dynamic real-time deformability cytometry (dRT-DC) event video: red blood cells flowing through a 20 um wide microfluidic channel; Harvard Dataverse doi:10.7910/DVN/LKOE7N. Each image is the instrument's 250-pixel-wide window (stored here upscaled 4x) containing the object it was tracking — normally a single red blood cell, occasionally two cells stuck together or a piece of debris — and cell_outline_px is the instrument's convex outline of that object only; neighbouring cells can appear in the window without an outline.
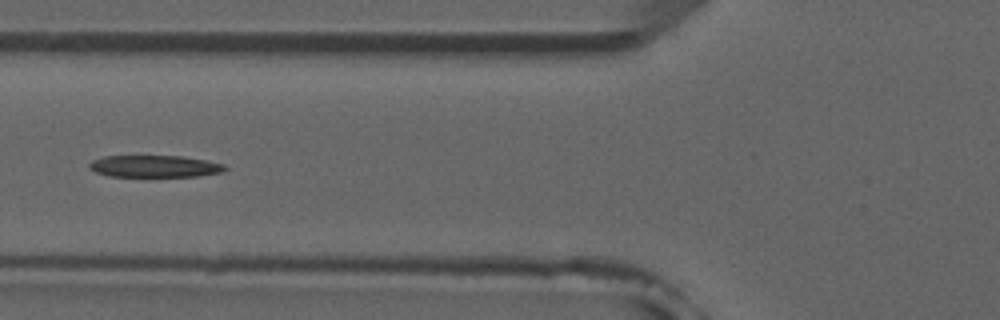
{"species": "common noctule bat (a hibernating species)", "species_latin": "Nyctalus noctula", "temperature_condition": "room temperature", "stored_images_in_passage": 5, "camera_frame_rate_fps": 3000, "um_per_image_px": 0.085, "animal": {"sex": "male", "forearm_length_mm": 52.5}, "frame": {"image": 1, "passage_image": 5, "time_ms": 4.667, "image_size_px": [1000, 320], "cell_outline_px": [[228, 168], [224, 172], [196, 176], [108, 176], [96, 172], [88, 168], [88, 164], [92, 160], [104, 156], [184, 156], [208, 160], [224, 164]], "centroid_in_image_um": [13.17, 14.13], "position_along_channel_um": 112.6, "area_um2": 17.46}}